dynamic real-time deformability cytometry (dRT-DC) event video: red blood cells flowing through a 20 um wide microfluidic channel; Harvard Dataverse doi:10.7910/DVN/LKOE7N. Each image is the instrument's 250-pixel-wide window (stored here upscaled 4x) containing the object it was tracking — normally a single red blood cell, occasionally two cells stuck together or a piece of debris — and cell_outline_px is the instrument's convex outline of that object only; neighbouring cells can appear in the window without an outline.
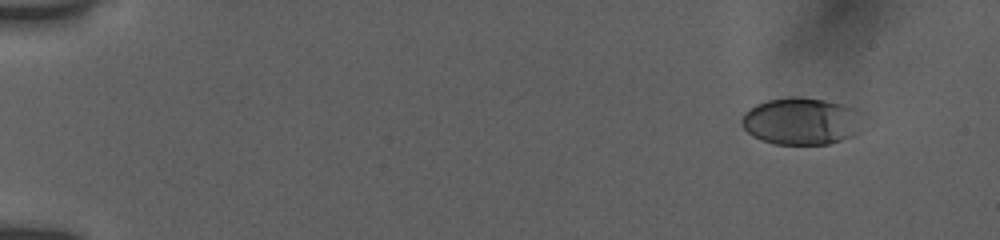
{"species": "human", "species_latin": "Homo sapiens", "temperature_condition": "room temperature", "stored_images_in_passage": 32, "camera_frame_rate_fps": 3000, "um_per_image_px": 0.085, "donor": {"sex": "female"}, "frame": {"image": 1, "passage_image": 3, "time_ms": 1.667, "image_size_px": [1000, 240], "cell_outline_px": [[860, 132], [852, 136], [828, 144], [776, 144], [760, 140], [752, 136], [740, 124], [740, 120], [744, 112], [748, 108], [756, 104], [768, 100], [796, 96], [824, 100], [856, 108], [860, 112]], "centroid_in_image_um": [68.08, 10.3], "position_along_channel_um": 16.9, "area_um2": 33.41}}
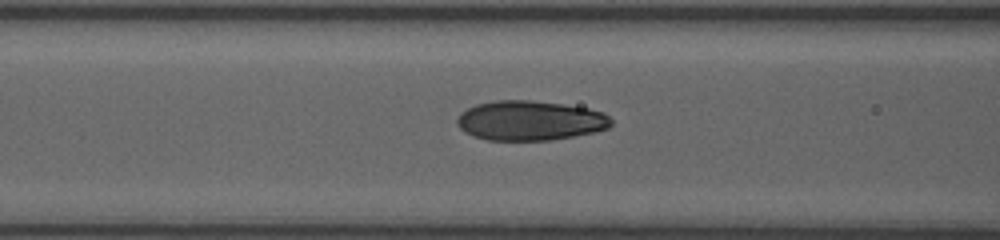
{"frame": {"image": 2, "passage_image": 19, "time_ms": 8.0, "image_size_px": [1000, 240], "cell_outline_px": [[612, 124], [608, 128], [592, 132], [552, 140], [488, 140], [472, 136], [464, 132], [456, 124], [456, 120], [460, 112], [476, 104], [496, 100], [532, 100], [588, 108], [604, 112], [612, 120]], "centroid_in_image_um": [45.02, 10.25], "position_along_channel_um": 121.6, "area_um2": 35.72}}
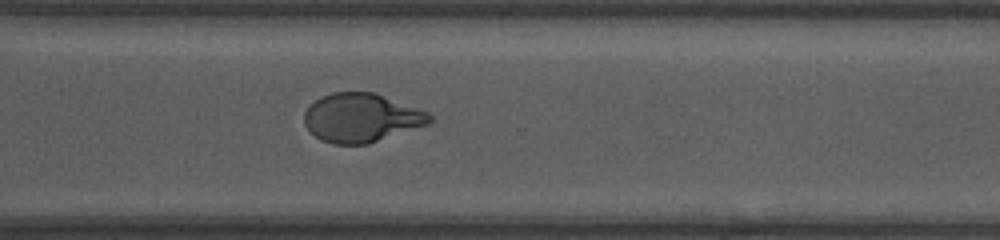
{"frame": {"image": 3, "passage_image": 32, "time_ms": 13.667, "image_size_px": [1000, 240], "cell_outline_px": [[432, 120], [428, 124], [368, 144], [332, 144], [320, 140], [304, 124], [304, 112], [316, 100], [332, 92], [372, 92], [428, 112], [432, 116]], "centroid_in_image_um": [30.7, 10.02], "position_along_channel_um": 339.9, "area_um2": 35.2}}